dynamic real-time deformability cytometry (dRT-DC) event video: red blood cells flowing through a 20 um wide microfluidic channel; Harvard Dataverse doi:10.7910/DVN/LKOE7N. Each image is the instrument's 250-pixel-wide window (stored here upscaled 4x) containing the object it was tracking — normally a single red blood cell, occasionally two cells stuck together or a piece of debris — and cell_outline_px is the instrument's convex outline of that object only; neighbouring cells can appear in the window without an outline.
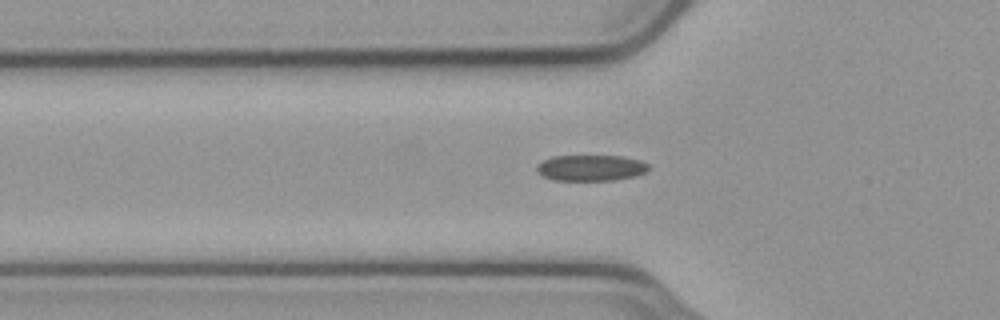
{"species": "common noctule bat (a hibernating species)", "species_latin": "Nyctalus noctula", "temperature_condition": "cold", "stored_images_in_passage": 48, "camera_frame_rate_fps": 3000, "um_per_image_px": 0.085, "animal": {"sex": "male", "body_mass_g": 23.1, "forearm_length_mm": 52.7}, "frame": {"image": 1, "passage_image": 18, "time_ms": 5.667, "image_size_px": [1000, 320], "cell_outline_px": [[648, 172], [636, 176], [616, 180], [552, 180], [540, 176], [536, 172], [536, 164], [552, 156], [624, 156], [640, 160], [648, 164]], "centroid_in_image_um": [50.2, 14.27], "position_along_channel_um": 75.6, "area_um2": 17.22}}
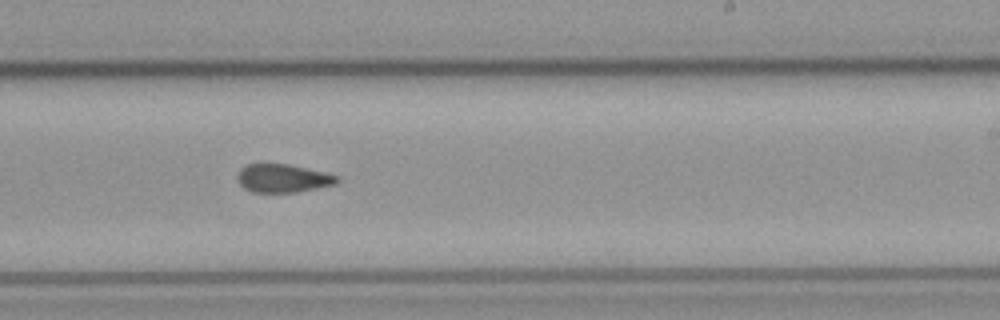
{"frame": {"image": 2, "passage_image": 33, "time_ms": 10.667, "image_size_px": [1000, 320], "cell_outline_px": [[340, 180], [336, 184], [296, 192], [252, 192], [244, 188], [236, 180], [236, 176], [240, 168], [248, 164], [288, 164], [324, 172], [340, 176]], "centroid_in_image_um": [24.03, 15.15], "position_along_channel_um": 265.0, "area_um2": 16.47}}
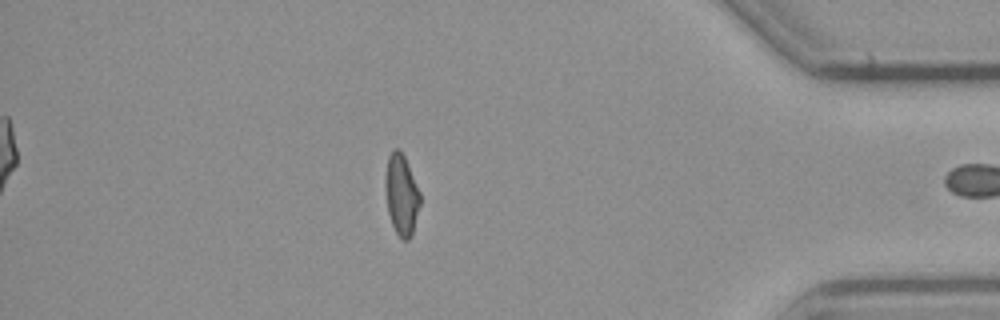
{"frame": {"image": 3, "passage_image": 47, "time_ms": 15.333, "image_size_px": [1000, 320], "cell_outline_px": [[420, 204], [412, 236], [408, 240], [400, 240], [392, 224], [388, 212], [384, 180], [388, 156], [392, 148], [400, 148], [404, 156], [420, 192]], "centroid_in_image_um": [34.11, 16.55], "position_along_channel_um": 401.1, "area_um2": 16.53}}